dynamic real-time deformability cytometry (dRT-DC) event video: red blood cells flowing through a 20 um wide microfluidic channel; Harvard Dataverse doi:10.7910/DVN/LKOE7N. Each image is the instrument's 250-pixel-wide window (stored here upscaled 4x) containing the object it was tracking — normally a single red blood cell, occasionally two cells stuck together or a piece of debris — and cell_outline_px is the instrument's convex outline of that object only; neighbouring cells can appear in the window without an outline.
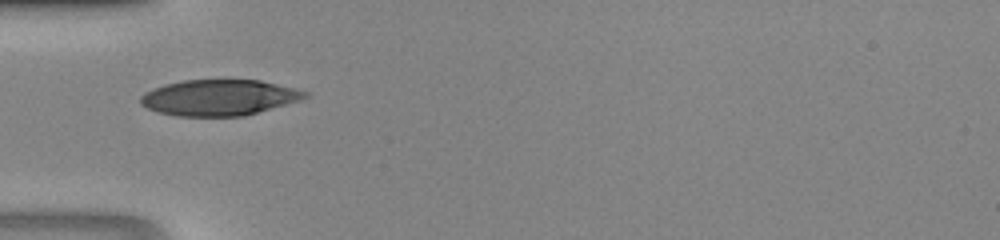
{"species": "human", "species_latin": "Homo sapiens", "temperature_condition": "room temperature", "stored_images_in_passage": 30, "camera_frame_rate_fps": 3000, "um_per_image_px": 0.085, "donor": {"sex": "male"}, "frame": {"image": 1, "passage_image": 1, "time_ms": 0.0, "image_size_px": [1000, 240], "cell_outline_px": [[308, 96], [300, 100], [244, 116], [176, 116], [160, 112], [148, 108], [140, 104], [140, 96], [164, 84], [184, 80], [260, 80], [296, 88], [308, 92]], "centroid_in_image_um": [18.65, 8.29], "position_along_channel_um": 66.4, "area_um2": 34.16}}
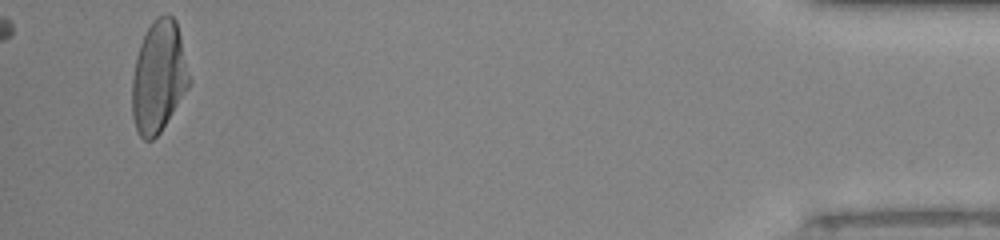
{"frame": {"image": 2, "passage_image": 30, "time_ms": 9.667, "image_size_px": [1000, 240], "cell_outline_px": [[188, 88], [160, 132], [152, 140], [144, 140], [140, 136], [136, 128], [132, 116], [132, 80], [136, 56], [140, 44], [152, 20], [156, 16], [172, 16], [176, 20], [180, 36], [188, 76]], "centroid_in_image_um": [13.44, 6.54], "position_along_channel_um": 421.8, "area_um2": 36.41}}